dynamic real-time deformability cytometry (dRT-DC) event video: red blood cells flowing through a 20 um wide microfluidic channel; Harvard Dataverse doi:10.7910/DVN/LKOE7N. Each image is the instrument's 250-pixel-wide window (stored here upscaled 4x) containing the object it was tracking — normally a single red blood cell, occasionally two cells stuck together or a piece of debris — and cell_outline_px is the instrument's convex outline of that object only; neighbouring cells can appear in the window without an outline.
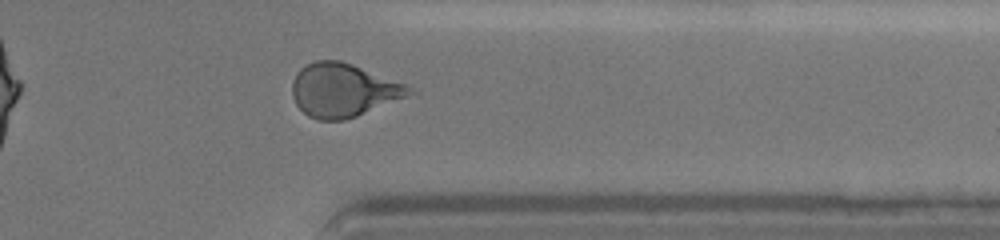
{"species": "human", "species_latin": "Homo sapiens", "temperature_condition": "cold", "stored_images_in_passage": 24, "camera_frame_rate_fps": 3000, "um_per_image_px": 0.085, "donor": {"sex": "female"}, "frame": {"image": 1, "passage_image": 17, "time_ms": 9.333, "image_size_px": [1000, 240], "cell_outline_px": [[416, 92], [408, 96], [356, 116], [344, 120], [316, 120], [308, 116], [296, 104], [292, 96], [292, 80], [296, 72], [300, 68], [316, 60], [340, 60], [352, 64], [404, 84]], "centroid_in_image_um": [29.13, 7.67], "position_along_channel_um": 382.3, "area_um2": 36.18}}
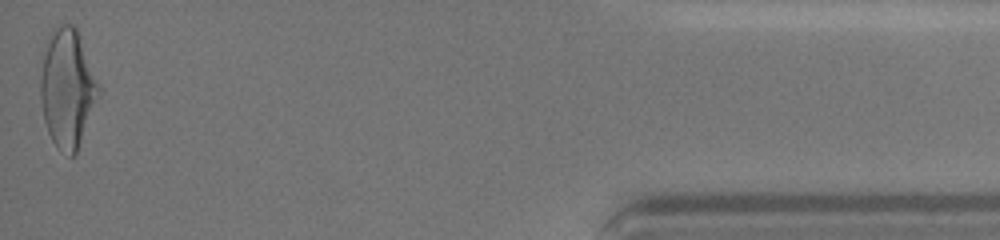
{"frame": {"image": 2, "passage_image": 24, "time_ms": 12.333, "image_size_px": [1000, 240], "cell_outline_px": [[100, 88], [76, 152], [72, 156], [68, 156], [60, 152], [56, 148], [48, 132], [44, 120], [40, 100], [40, 52], [52, 28], [56, 24], [72, 24], [76, 28]], "centroid_in_image_um": [5.64, 7.44], "position_along_channel_um": 429.6, "area_um2": 40.11}, "authors_computed_cell_mechanics": {"area_um2": 36.1539, "velocity_mm_per_s": 3.5862, "shape_relaxation_time_tau1_ms": 3.4478, "shape_relaxation_time_tau2_ms": 1.2053, "deformation_change_tau1": 0.152, "deformation_change_tau2": 0.0623}}